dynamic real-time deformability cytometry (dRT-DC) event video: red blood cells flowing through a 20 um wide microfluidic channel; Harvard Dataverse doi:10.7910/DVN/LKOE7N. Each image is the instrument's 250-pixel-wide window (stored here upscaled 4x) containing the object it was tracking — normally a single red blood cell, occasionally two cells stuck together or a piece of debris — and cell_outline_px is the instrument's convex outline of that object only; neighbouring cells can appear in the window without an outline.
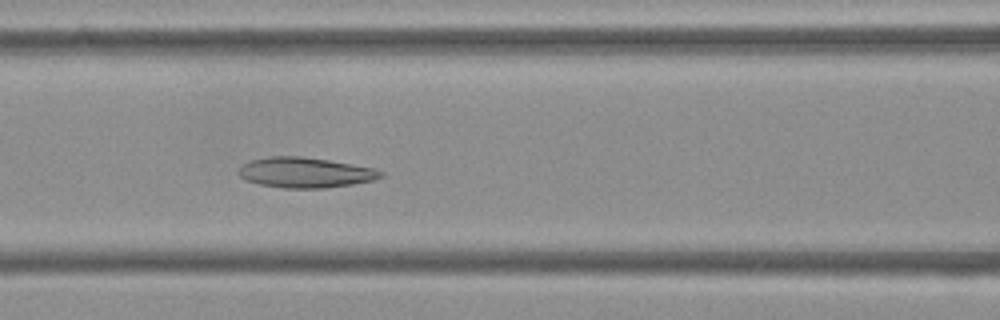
{"species": "Egyptian fruit bat (a non-hibernating species)", "species_latin": "Rousettus aegyptiacus", "temperature_condition": "cold", "stored_images_in_passage": 39, "camera_frame_rate_fps": 3000, "um_per_image_px": 0.085, "frame": {"image": 1, "passage_image": 8, "time_ms": 2.333, "image_size_px": [1000, 320], "cell_outline_px": [[384, 176], [372, 180], [352, 184], [324, 188], [284, 188], [260, 184], [244, 180], [236, 172], [244, 164], [252, 160], [272, 156], [300, 156], [328, 160], [376, 168], [384, 172]], "centroid_in_image_um": [25.95, 14.67], "position_along_channel_um": 140.6, "area_um2": 25.03}}
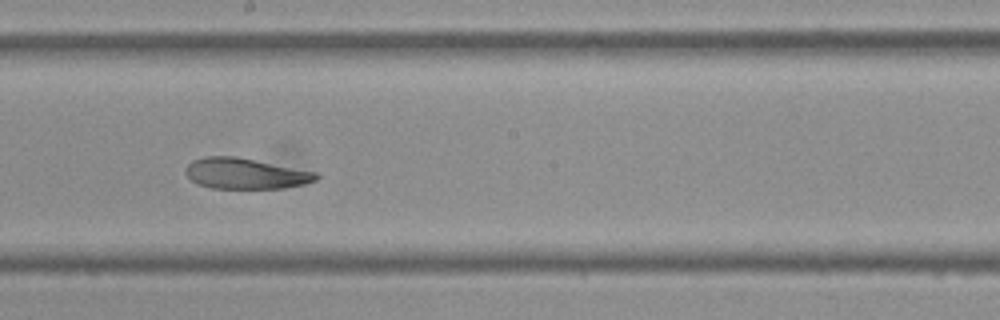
{"frame": {"image": 2, "passage_image": 15, "time_ms": 4.667, "image_size_px": [1000, 320], "cell_outline_px": [[320, 176], [316, 180], [304, 184], [284, 188], [212, 188], [196, 184], [184, 172], [188, 164], [192, 160], [204, 156], [236, 156], [316, 172]], "centroid_in_image_um": [20.84, 14.75], "position_along_channel_um": 227.4, "area_um2": 23.41}}
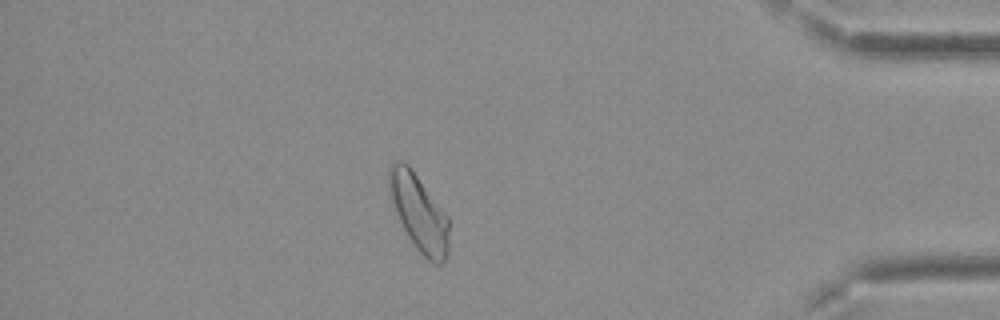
{"frame": {"image": 3, "passage_image": 32, "time_ms": 10.333, "image_size_px": [1000, 320], "cell_outline_px": [[448, 256], [440, 264], [432, 264], [416, 248], [408, 236], [396, 212], [392, 200], [388, 180], [388, 168], [396, 160], [400, 160], [408, 164], [448, 216]], "centroid_in_image_um": [35.62, 18.09], "position_along_channel_um": 399.6, "area_um2": 26.36}, "authors_computed_cell_mechanics": {"area_um2": 25.2008, "velocity_mm_per_s": 3.7225, "shape_relaxation_time_tau1_ms": null, "shape_relaxation_time_tau2_ms": 3.8344, "deformation_change_tau1": null, "deformation_change_tau2": 0.1021}}